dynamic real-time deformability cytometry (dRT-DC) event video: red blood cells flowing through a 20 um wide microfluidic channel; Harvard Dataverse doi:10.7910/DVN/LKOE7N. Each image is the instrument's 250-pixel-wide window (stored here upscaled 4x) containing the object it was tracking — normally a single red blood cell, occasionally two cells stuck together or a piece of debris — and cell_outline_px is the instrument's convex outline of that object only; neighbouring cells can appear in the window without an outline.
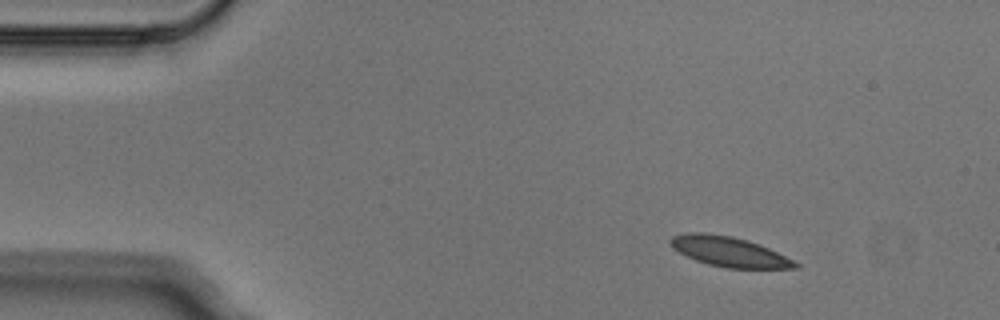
{"species": "Egyptian fruit bat (a non-hibernating species)", "species_latin": "Rousettus aegyptiacus", "temperature_condition": "cold", "stored_images_in_passage": 6, "camera_frame_rate_fps": 3000, "um_per_image_px": 0.085, "animal": {"sex": "male"}, "frame": {"image": 1, "passage_image": 1, "time_ms": 0.0, "image_size_px": [1000, 320], "cell_outline_px": [[800, 268], [728, 268], [708, 264], [696, 260], [672, 248], [668, 244], [668, 240], [672, 236], [688, 232], [704, 232], [732, 236], [748, 240], [760, 244], [800, 264]], "centroid_in_image_um": [61.93, 21.37], "position_along_channel_um": 23.1, "area_um2": 21.73}}
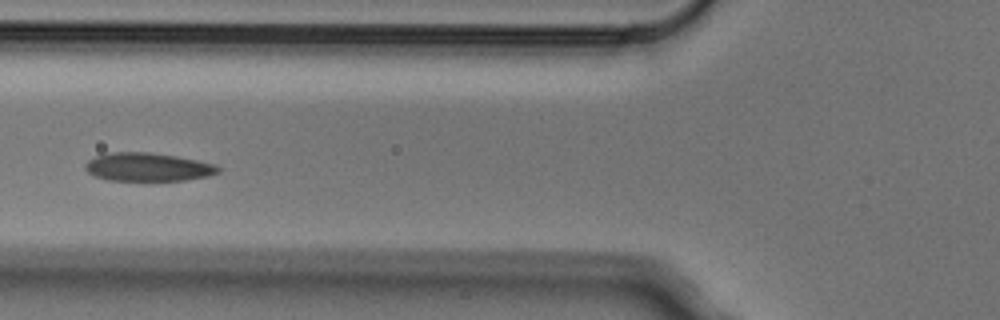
{"frame": {"image": 2, "passage_image": 4, "time_ms": 1.0, "image_size_px": [1000, 320], "cell_outline_px": [[220, 172], [208, 176], [184, 180], [108, 180], [96, 176], [88, 172], [84, 168], [84, 164], [88, 160], [96, 156], [112, 152], [148, 152], [176, 156], [216, 164], [220, 168]], "centroid_in_image_um": [12.57, 14.19], "position_along_channel_um": 113.2, "area_um2": 21.85}}
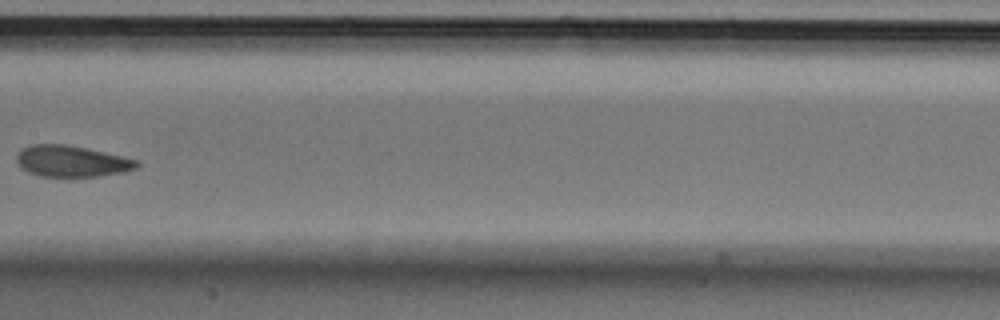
{"frame": {"image": 3, "passage_image": 6, "time_ms": 1.667, "image_size_px": [1000, 320], "cell_outline_px": [[140, 164], [136, 168], [124, 172], [100, 176], [40, 176], [28, 172], [20, 168], [16, 160], [16, 156], [24, 148], [32, 144], [64, 144], [104, 152], [136, 160]], "centroid_in_image_um": [6.06, 13.71], "position_along_channel_um": 201.3, "area_um2": 21.62}}